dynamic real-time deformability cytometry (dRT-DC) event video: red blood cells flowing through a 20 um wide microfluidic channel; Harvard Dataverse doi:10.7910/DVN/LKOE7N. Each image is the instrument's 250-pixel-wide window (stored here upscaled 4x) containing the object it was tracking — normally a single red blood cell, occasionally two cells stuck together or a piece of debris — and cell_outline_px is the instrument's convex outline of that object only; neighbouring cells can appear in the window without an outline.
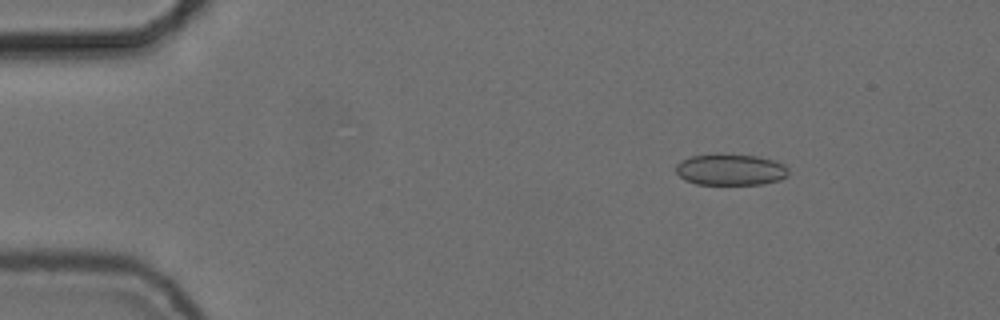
{"species": "common noctule bat (a hibernating species)", "species_latin": "Nyctalus noctula", "temperature_condition": "cold", "stored_images_in_passage": 49, "camera_frame_rate_fps": 3000, "um_per_image_px": 0.085, "animal": {"sex": "female", "body_mass_g": 24.6, "forearm_length_mm": 56.2}, "frame": {"image": 1, "passage_image": 2, "time_ms": 0.333, "image_size_px": [1000, 320], "cell_outline_px": [[788, 176], [780, 180], [760, 184], [696, 184], [684, 180], [676, 172], [676, 164], [692, 156], [720, 152], [756, 156], [772, 160], [784, 164], [788, 168]], "centroid_in_image_um": [62.09, 14.4], "position_along_channel_um": 22.9, "area_um2": 20.81}}
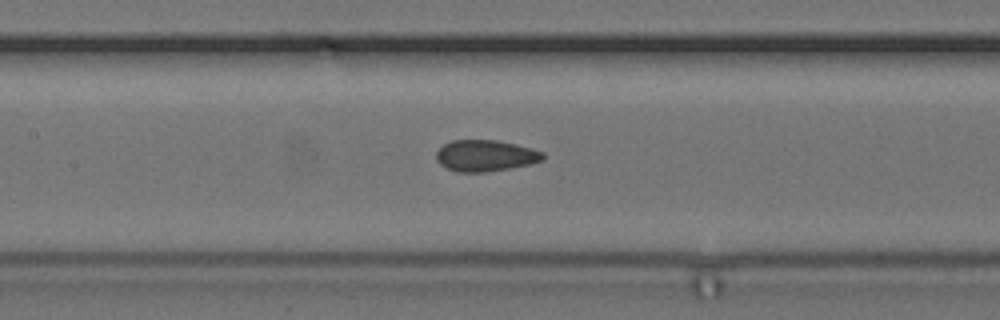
{"frame": {"image": 2, "passage_image": 20, "time_ms": 6.333, "image_size_px": [1000, 320], "cell_outline_px": [[544, 160], [532, 164], [512, 168], [484, 172], [456, 172], [440, 164], [436, 160], [436, 152], [444, 144], [452, 140], [496, 140], [516, 144], [532, 148], [544, 152]], "centroid_in_image_um": [41.29, 13.23], "position_along_channel_um": 166.1, "area_um2": 19.65}}
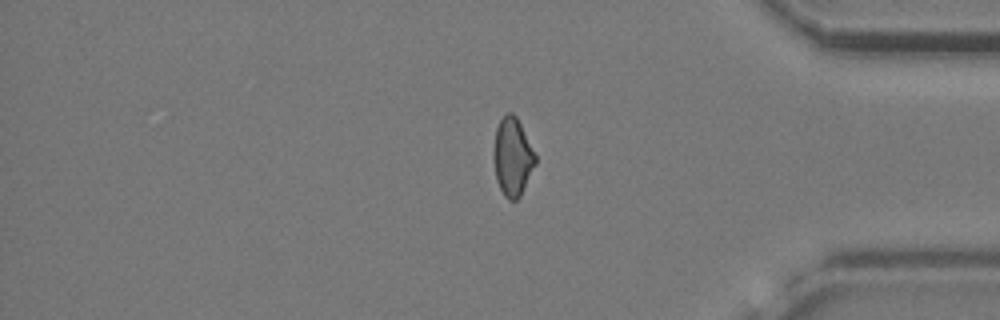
{"frame": {"image": 3, "passage_image": 40, "time_ms": 13.0, "image_size_px": [1000, 320], "cell_outline_px": [[536, 164], [520, 196], [516, 200], [508, 200], [504, 196], [496, 180], [492, 156], [492, 152], [496, 128], [500, 120], [508, 112], [512, 112], [516, 116], [536, 156]], "centroid_in_image_um": [43.54, 13.35], "position_along_channel_um": 391.7, "area_um2": 19.02}, "authors_computed_cell_mechanics": {"area_um2": 19.652, "velocity_mm_per_s": 3.723, "shape_relaxation_time_tau1_ms": null, "shape_relaxation_time_tau2_ms": 1.6966, "deformation_change_tau1": null, "deformation_change_tau2": 0.063}}